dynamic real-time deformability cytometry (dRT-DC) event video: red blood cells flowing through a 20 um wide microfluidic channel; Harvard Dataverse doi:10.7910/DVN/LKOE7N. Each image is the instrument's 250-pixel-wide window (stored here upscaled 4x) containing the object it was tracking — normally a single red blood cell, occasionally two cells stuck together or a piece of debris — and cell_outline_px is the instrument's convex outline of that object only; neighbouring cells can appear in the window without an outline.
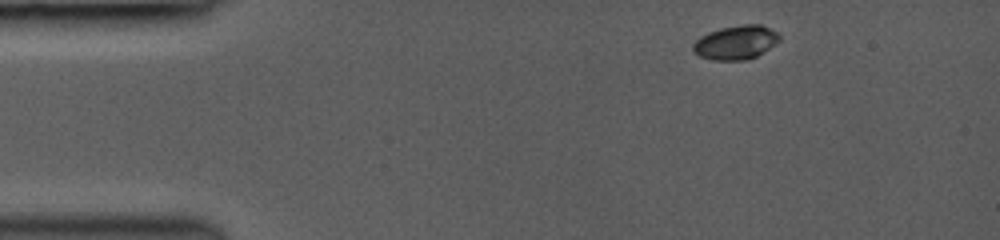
{"species": "common noctule bat (a hibernating species)", "species_latin": "Nyctalus noctula", "temperature_condition": "room temperature", "stored_images_in_passage": 32, "camera_frame_rate_fps": 3000, "um_per_image_px": 0.085, "animal": {"sex": "female", "body_mass_g": 19.0, "forearm_length_mm": 53.3}, "frame": {"image": 1, "passage_image": 1, "time_ms": 0.0, "image_size_px": [1000, 240], "cell_outline_px": [[780, 40], [756, 56], [748, 60], [712, 60], [700, 56], [692, 52], [692, 44], [700, 36], [708, 32], [720, 28], [740, 24], [760, 24], [780, 32]], "centroid_in_image_um": [62.53, 3.59], "position_along_channel_um": 22.5, "area_um2": 17.28}}
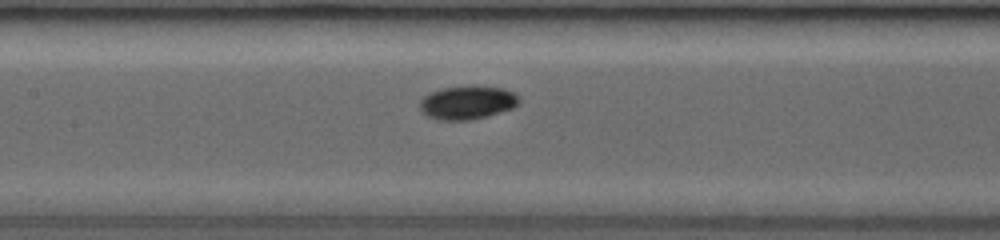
{"frame": {"image": 2, "passage_image": 14, "time_ms": 5.333, "image_size_px": [1000, 240], "cell_outline_px": [[520, 104], [512, 108], [488, 116], [468, 120], [440, 120], [428, 116], [420, 108], [420, 100], [428, 92], [444, 88], [468, 84], [476, 84], [504, 88], [512, 92], [520, 100]], "centroid_in_image_um": [39.74, 8.68], "position_along_channel_um": 167.7, "area_um2": 19.71}}
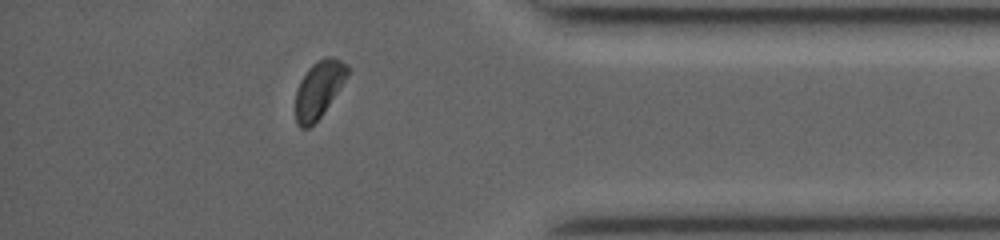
{"frame": {"image": 3, "passage_image": 28, "time_ms": 11.333, "image_size_px": [1000, 240], "cell_outline_px": [[348, 72], [340, 88], [320, 116], [308, 128], [300, 128], [296, 124], [296, 92], [300, 80], [308, 68], [312, 64], [324, 56], [332, 56], [348, 64]], "centroid_in_image_um": [27.08, 7.56], "position_along_channel_um": 408.1, "area_um2": 16.94}, "authors_computed_cell_mechanics": {"area_um2": 18.0625, "velocity_mm_per_s": 4.2157, "shape_relaxation_time_tau1_ms": 1.9325, "shape_relaxation_time_tau2_ms": null, "deformation_change_tau1": 0.0876, "deformation_change_tau2": null}}